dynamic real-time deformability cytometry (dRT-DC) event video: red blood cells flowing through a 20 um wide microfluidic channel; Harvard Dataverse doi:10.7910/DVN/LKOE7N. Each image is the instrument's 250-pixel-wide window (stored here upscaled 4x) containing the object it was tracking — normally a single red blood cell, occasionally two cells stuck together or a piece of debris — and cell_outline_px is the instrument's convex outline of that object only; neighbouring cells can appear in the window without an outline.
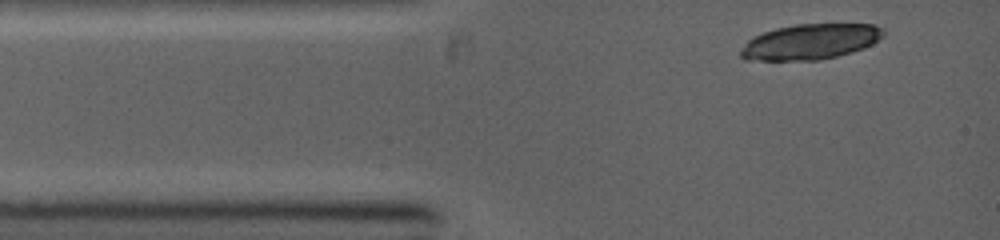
{"species": "common noctule bat (a hibernating species)", "species_latin": "Nyctalus noctula", "temperature_condition": "warm", "stored_images_in_passage": 1, "camera_frame_rate_fps": 5000, "um_per_image_px": 0.085, "animal": {"sex": "female", "body_mass_g": 19.0, "forearm_length_mm": 53.3}, "frame": {"image": 1, "passage_image": 1, "time_ms": 0.0, "image_size_px": [1000, 240], "cell_outline_px": [[884, 36], [872, 44], [864, 48], [852, 52], [820, 60], [744, 60], [740, 56], [740, 52], [744, 44], [752, 36], [776, 28], [796, 24], [872, 24], [884, 28]], "centroid_in_image_um": [68.88, 3.54], "position_along_channel_um": 16.1, "area_um2": 29.59}}